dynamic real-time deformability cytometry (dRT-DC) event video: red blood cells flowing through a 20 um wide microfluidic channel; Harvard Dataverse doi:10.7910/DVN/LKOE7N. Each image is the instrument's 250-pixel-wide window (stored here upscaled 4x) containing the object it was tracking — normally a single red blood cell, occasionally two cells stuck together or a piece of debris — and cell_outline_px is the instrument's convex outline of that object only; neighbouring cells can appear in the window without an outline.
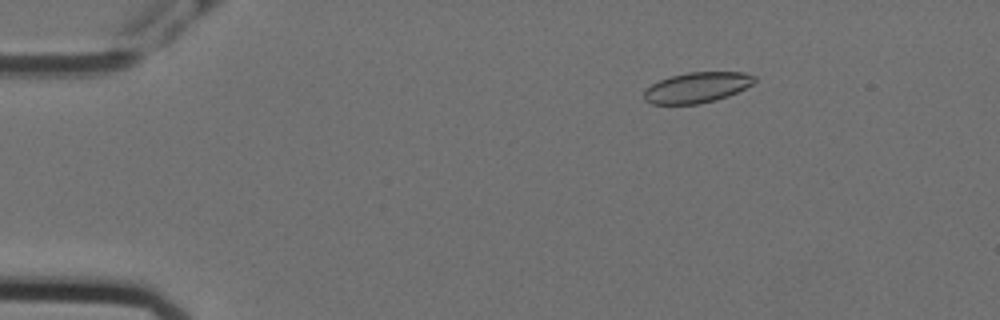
{"species": "Egyptian fruit bat (a non-hibernating species)", "species_latin": "Rousettus aegyptiacus", "temperature_condition": "cold", "stored_images_in_passage": 58, "camera_frame_rate_fps": 3000, "um_per_image_px": 0.085, "animal": {"sex": "female"}, "frame": {"image": 1, "passage_image": 10, "time_ms": 3.0, "image_size_px": [1000, 320], "cell_outline_px": [[756, 80], [752, 84], [728, 96], [716, 100], [696, 104], [652, 104], [644, 100], [644, 92], [652, 84], [660, 80], [672, 76], [688, 72], [744, 72], [756, 76]], "centroid_in_image_um": [59.26, 7.43], "position_along_channel_um": 25.7, "area_um2": 19.48}}
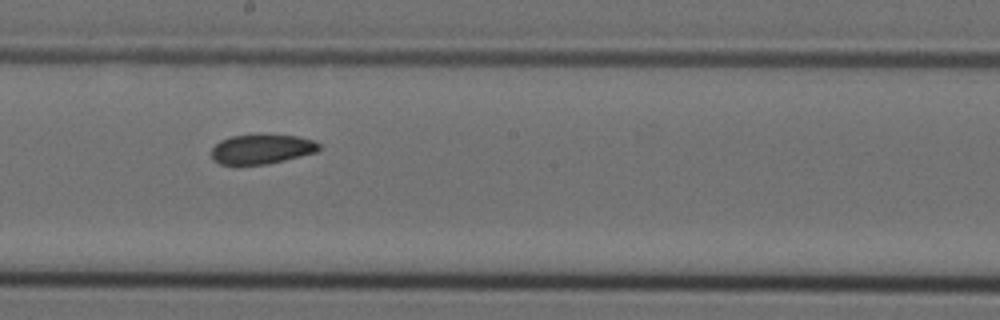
{"frame": {"image": 2, "passage_image": 33, "time_ms": 10.667, "image_size_px": [1000, 320], "cell_outline_px": [[320, 148], [316, 152], [268, 164], [236, 168], [220, 164], [212, 160], [212, 148], [220, 140], [232, 136], [296, 136], [316, 140], [320, 144]], "centroid_in_image_um": [22.19, 12.74], "position_along_channel_um": 226.0, "area_um2": 18.84}}
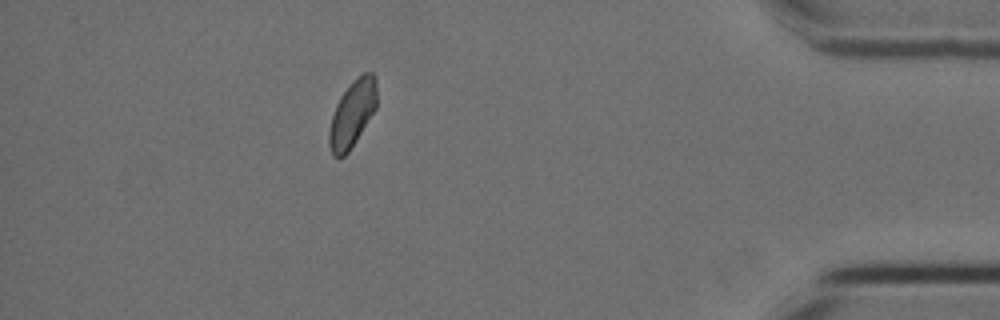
{"frame": {"image": 3, "passage_image": 52, "time_ms": 17.0, "image_size_px": [1000, 320], "cell_outline_px": [[376, 108], [356, 140], [348, 152], [344, 156], [332, 156], [328, 144], [328, 132], [332, 116], [336, 104], [340, 96], [352, 80], [364, 72], [372, 72], [376, 76]], "centroid_in_image_um": [29.93, 9.64], "position_along_channel_um": 405.3, "area_um2": 18.5}, "authors_computed_cell_mechanics": {"area_um2": 19.3919, "velocity_mm_per_s": 3.543, "shape_relaxation_time_tau1_ms": null, "shape_relaxation_time_tau2_ms": 2.6863, "deformation_change_tau1": null, "deformation_change_tau2": 0.0462}}